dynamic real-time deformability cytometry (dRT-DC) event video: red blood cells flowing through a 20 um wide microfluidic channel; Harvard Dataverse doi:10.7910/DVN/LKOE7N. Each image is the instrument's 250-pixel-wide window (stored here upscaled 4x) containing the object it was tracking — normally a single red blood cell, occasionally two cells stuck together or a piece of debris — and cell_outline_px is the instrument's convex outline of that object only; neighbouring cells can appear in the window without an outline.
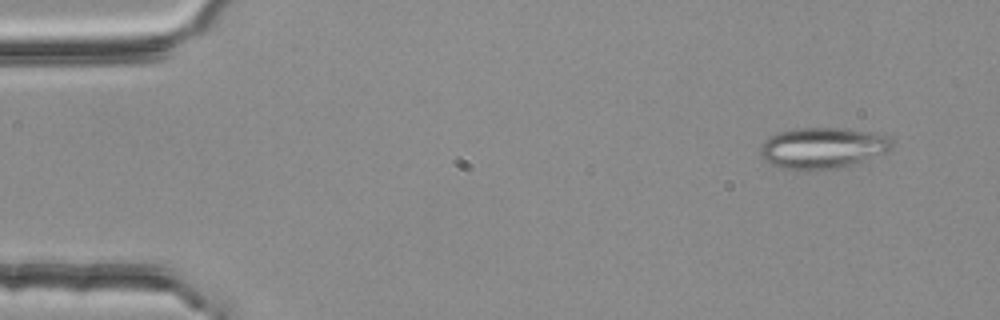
{"species": "common noctule bat (a hibernating species)", "species_latin": "Nyctalus noctula", "temperature_condition": "room temperature", "stored_images_in_passage": 3, "camera_frame_rate_fps": 3000, "um_per_image_px": 0.085, "animal": {"sex": "female", "body_mass_g": 25.1}, "frame": {"image": 1, "passage_image": 1, "time_ms": 0.0, "image_size_px": [1000, 320], "cell_outline_px": [[892, 148], [888, 152], [836, 168], [780, 168], [764, 160], [760, 156], [760, 148], [764, 140], [780, 132], [792, 128], [844, 128], [888, 136], [892, 140]], "centroid_in_image_um": [69.9, 12.55], "position_along_channel_um": 15.1, "area_um2": 30.75}}